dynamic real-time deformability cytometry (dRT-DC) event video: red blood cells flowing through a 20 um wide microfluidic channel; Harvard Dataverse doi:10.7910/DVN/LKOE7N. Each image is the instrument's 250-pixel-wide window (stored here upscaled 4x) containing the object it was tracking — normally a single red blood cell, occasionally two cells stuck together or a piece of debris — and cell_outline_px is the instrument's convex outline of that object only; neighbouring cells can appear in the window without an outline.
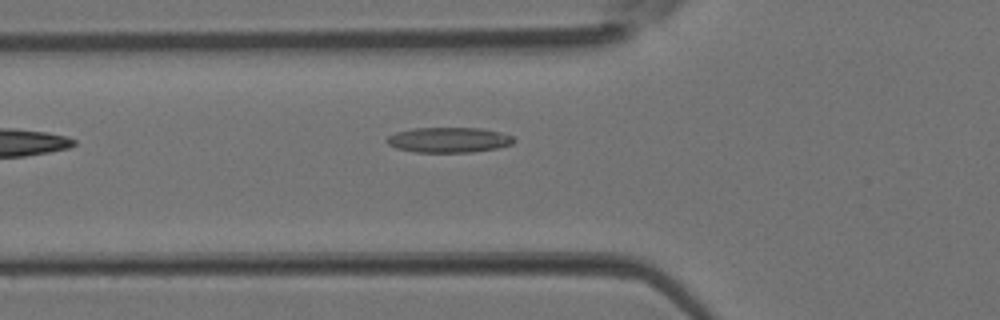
{"species": "Egyptian fruit bat (a non-hibernating species)", "species_latin": "Rousettus aegyptiacus", "temperature_condition": "room temperature", "stored_images_in_passage": 4, "camera_frame_rate_fps": 3000, "um_per_image_px": 0.085, "animal": {"sex": "female"}, "frame": {"image": 1, "passage_image": 4, "time_ms": 1.0, "image_size_px": [1000, 320], "cell_outline_px": [[516, 140], [512, 144], [496, 148], [472, 152], [416, 152], [396, 148], [388, 144], [384, 140], [388, 136], [396, 132], [412, 128], [480, 128], [500, 132], [512, 136]], "centroid_in_image_um": [38.12, 11.89], "position_along_channel_um": 87.7, "area_um2": 18.67}}